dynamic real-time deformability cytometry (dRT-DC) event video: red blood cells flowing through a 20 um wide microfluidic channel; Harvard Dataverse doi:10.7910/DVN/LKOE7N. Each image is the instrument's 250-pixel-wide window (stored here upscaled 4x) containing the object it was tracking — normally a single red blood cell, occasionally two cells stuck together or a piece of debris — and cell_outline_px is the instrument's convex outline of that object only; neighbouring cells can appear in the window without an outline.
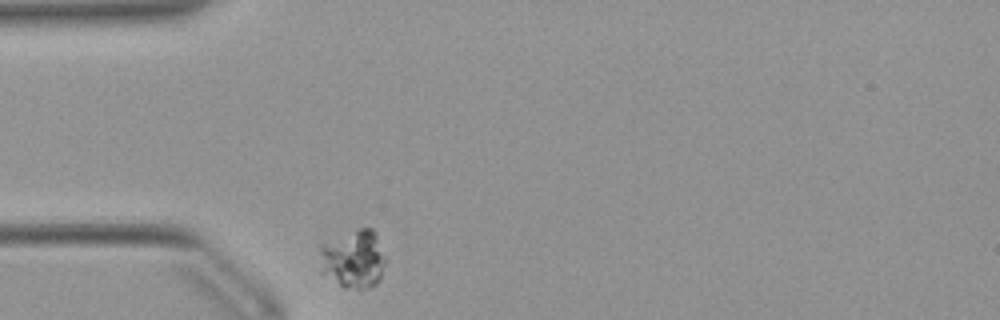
{"species": "Egyptian fruit bat (a non-hibernating species)", "species_latin": "Rousettus aegyptiacus", "temperature_condition": "warm", "stored_images_in_passage": 33, "camera_frame_rate_fps": 3000, "um_per_image_px": 0.085, "animal": {"sex": "female"}, "frame": {"image": 1, "passage_image": 1, "time_ms": 0.0, "image_size_px": [1000, 320], "cell_outline_px": [[388, 260], [380, 280], [376, 284], [368, 288], [344, 288], [320, 272], [320, 244], [360, 228], [372, 228], [376, 232]], "centroid_in_image_um": [30.08, 22.03], "position_along_channel_um": 54.9, "area_um2": 22.83}}
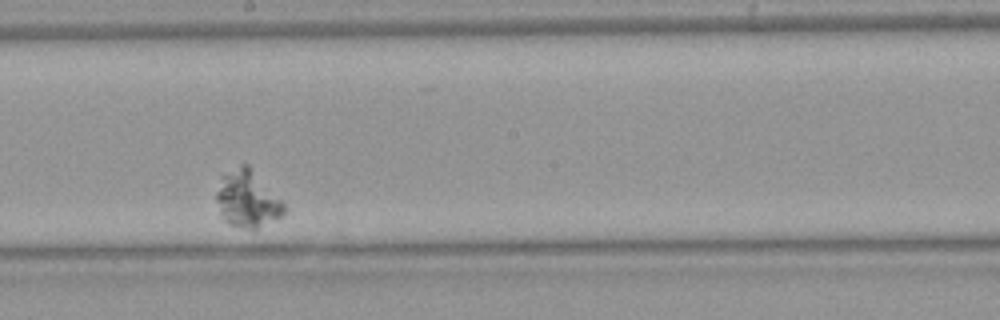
{"frame": {"image": 2, "passage_image": 19, "time_ms": 6.0, "image_size_px": [1000, 320], "cell_outline_px": [[284, 212], [280, 216], [256, 228], [244, 228], [228, 224], [220, 216], [216, 200], [216, 192], [220, 176], [240, 164], [248, 164], [284, 200]], "centroid_in_image_um": [21.0, 16.88], "position_along_channel_um": 227.2, "area_um2": 22.6}}
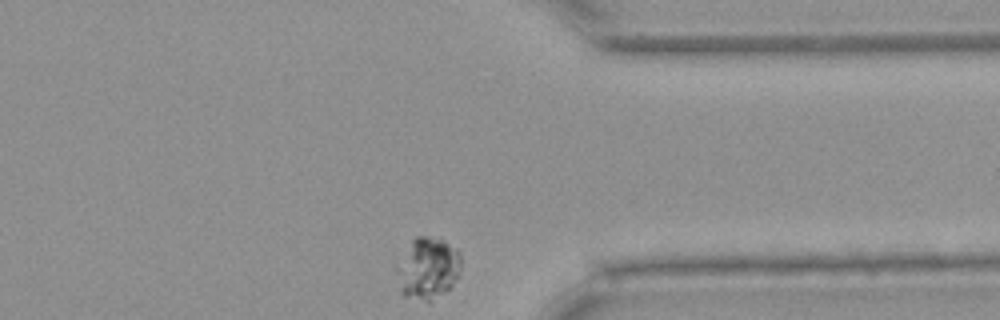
{"frame": {"image": 3, "passage_image": 33, "time_ms": 10.667, "image_size_px": [1000, 320], "cell_outline_px": [[460, 276], [452, 288], [428, 304], [404, 296], [400, 292], [412, 240], [416, 236], [428, 236], [444, 240], [456, 248], [460, 252]], "centroid_in_image_um": [36.58, 22.88], "position_along_channel_um": 374.8, "area_um2": 21.85}}